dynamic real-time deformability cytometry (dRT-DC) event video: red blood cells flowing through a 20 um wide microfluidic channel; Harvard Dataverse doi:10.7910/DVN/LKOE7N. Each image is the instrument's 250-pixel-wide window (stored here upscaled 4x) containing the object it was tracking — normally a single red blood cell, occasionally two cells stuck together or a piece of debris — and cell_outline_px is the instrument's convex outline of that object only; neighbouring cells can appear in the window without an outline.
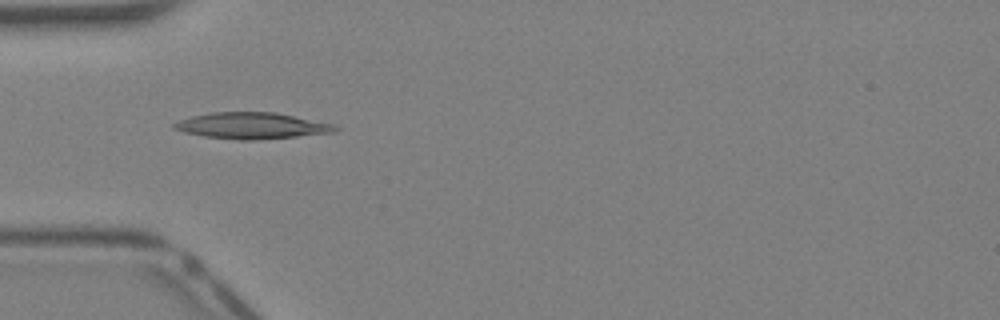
{"species": "Egyptian fruit bat (a non-hibernating species)", "species_latin": "Rousettus aegyptiacus", "temperature_condition": "warm", "stored_images_in_passage": 40, "camera_frame_rate_fps": 3000, "um_per_image_px": 0.085, "animal": {"sex": "female"}, "frame": {"image": 1, "passage_image": 13, "time_ms": 4.0, "image_size_px": [1000, 320], "cell_outline_px": [[340, 128], [332, 132], [296, 136], [252, 140], [240, 140], [204, 136], [184, 132], [172, 128], [172, 124], [180, 120], [192, 116], [212, 112], [276, 112], [336, 124]], "centroid_in_image_um": [21.41, 10.67], "position_along_channel_um": 63.6, "area_um2": 24.57}}
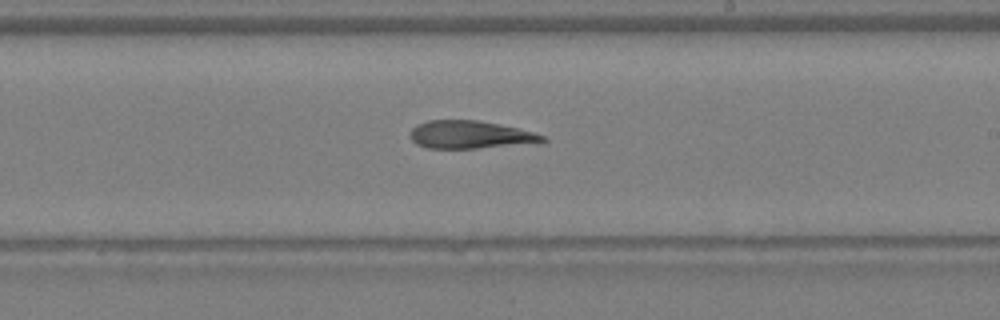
{"frame": {"image": 2, "passage_image": 24, "time_ms": 7.667, "image_size_px": [1000, 320], "cell_outline_px": [[548, 140], [476, 148], [428, 148], [416, 144], [412, 140], [408, 132], [416, 124], [428, 120], [476, 120], [516, 128], [532, 132], [544, 136]], "centroid_in_image_um": [39.81, 11.43], "position_along_channel_um": 249.2, "area_um2": 20.87}}
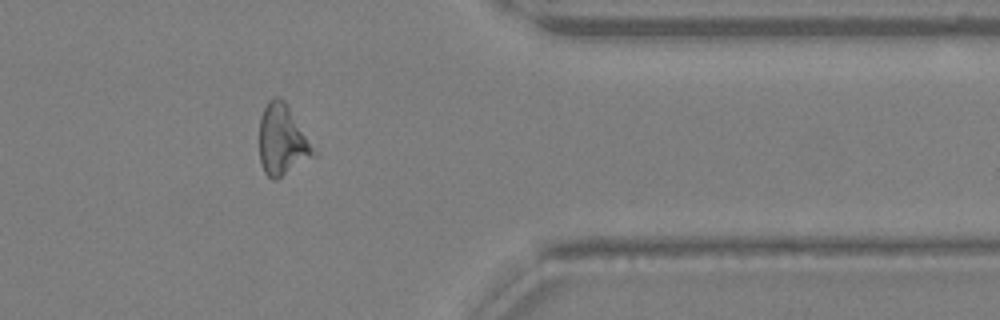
{"frame": {"image": 3, "passage_image": 33, "time_ms": 10.667, "image_size_px": [1000, 320], "cell_outline_px": [[316, 156], [276, 180], [272, 180], [264, 172], [260, 160], [260, 116], [268, 100], [272, 96], [276, 96], [284, 100], [316, 152]], "centroid_in_image_um": [23.97, 11.93], "position_along_channel_um": 387.4, "area_um2": 22.08}}